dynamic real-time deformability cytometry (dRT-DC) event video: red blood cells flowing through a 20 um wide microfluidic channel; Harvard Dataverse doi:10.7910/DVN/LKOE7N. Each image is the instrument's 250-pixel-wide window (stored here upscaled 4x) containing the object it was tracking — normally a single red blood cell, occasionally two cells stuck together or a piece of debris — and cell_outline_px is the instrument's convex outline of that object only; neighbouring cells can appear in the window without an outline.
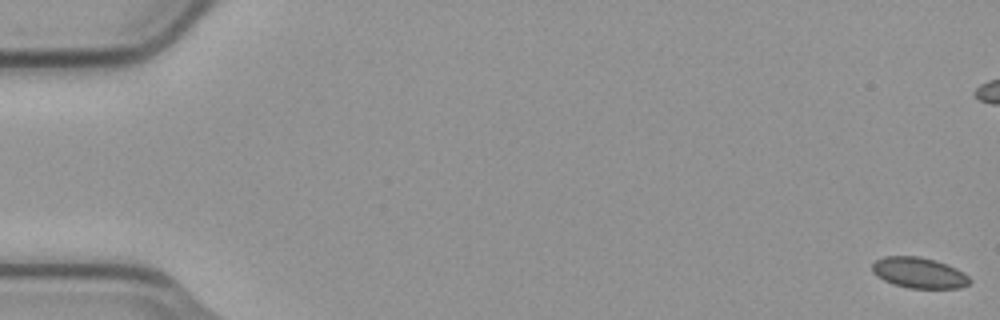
{"species": "common noctule bat (a hibernating species)", "species_latin": "Nyctalus noctula", "temperature_condition": "cold", "stored_images_in_passage": 57, "camera_frame_rate_fps": 3000, "um_per_image_px": 0.085, "animal": {"sex": "male", "body_mass_g": 23.1, "forearm_length_mm": 52.7}, "frame": {"image": 1, "passage_image": 1, "time_ms": 0.0, "image_size_px": [1000, 320], "cell_outline_px": [[972, 280], [968, 284], [960, 288], [908, 288], [892, 284], [876, 276], [872, 272], [872, 264], [876, 260], [884, 256], [920, 256], [956, 268], [964, 272]], "centroid_in_image_um": [78.09, 23.19], "position_along_channel_um": 6.9, "area_um2": 17.46}}
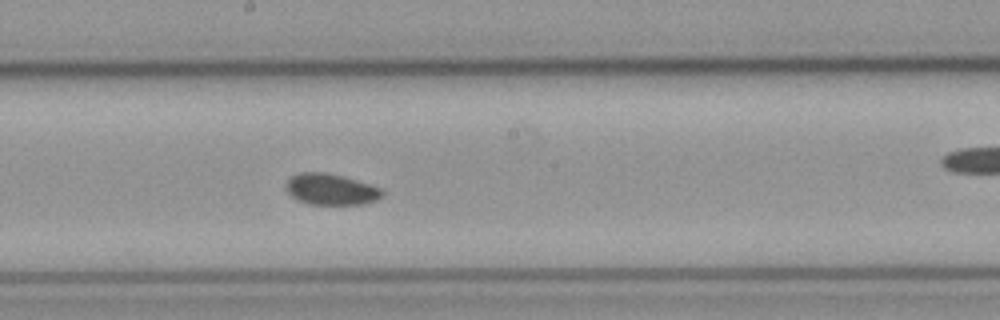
{"frame": {"image": 2, "passage_image": 31, "time_ms": 10.0, "image_size_px": [1000, 320], "cell_outline_px": [[384, 196], [376, 200], [364, 204], [308, 204], [296, 200], [284, 188], [284, 184], [292, 176], [300, 172], [324, 172], [344, 176], [384, 188]], "centroid_in_image_um": [28.15, 16.09], "position_along_channel_um": 220.1, "area_um2": 17.8}}
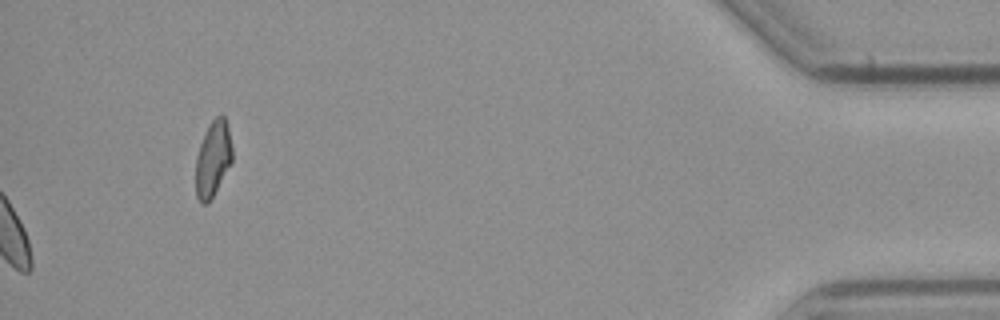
{"frame": {"image": 3, "passage_image": 57, "time_ms": 18.667, "image_size_px": [1000, 320], "cell_outline_px": [[232, 164], [208, 204], [200, 204], [196, 196], [196, 156], [200, 144], [212, 120], [220, 112], [224, 116], [228, 128], [232, 148]], "centroid_in_image_um": [18.11, 13.54], "position_along_channel_um": 417.1, "area_um2": 16.18}}